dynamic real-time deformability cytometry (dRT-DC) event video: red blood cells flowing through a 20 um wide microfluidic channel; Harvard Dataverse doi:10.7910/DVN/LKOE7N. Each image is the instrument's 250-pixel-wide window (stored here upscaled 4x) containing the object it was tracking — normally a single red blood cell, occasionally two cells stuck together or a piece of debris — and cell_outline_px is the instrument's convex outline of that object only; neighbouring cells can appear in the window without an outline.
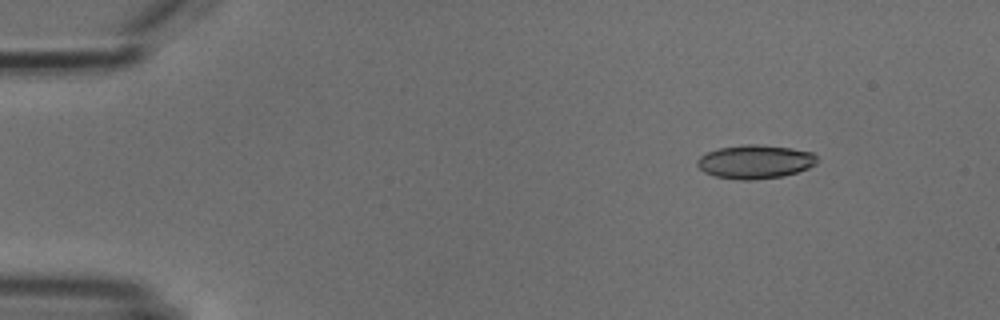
{"species": "common noctule bat (a hibernating species)", "species_latin": "Nyctalus noctula", "temperature_condition": "cold", "stored_images_in_passage": 5, "camera_frame_rate_fps": 3000, "um_per_image_px": 0.085, "animal": {"sex": "male", "body_mass_g": 18.8}, "frame": {"image": 1, "passage_image": 1, "time_ms": 0.0, "image_size_px": [1000, 320], "cell_outline_px": [[816, 164], [808, 168], [784, 176], [756, 180], [740, 180], [716, 176], [704, 172], [696, 164], [696, 160], [700, 156], [708, 152], [720, 148], [744, 144], [756, 144], [792, 148], [812, 152], [816, 156]], "centroid_in_image_um": [64.18, 13.75], "position_along_channel_um": 20.8, "area_um2": 23.52}}
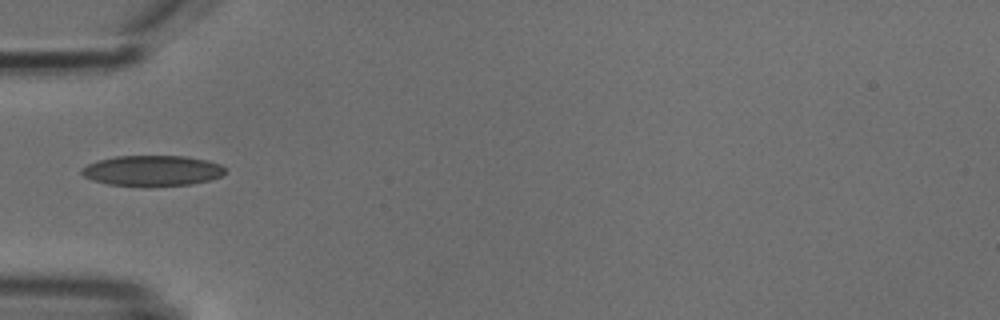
{"frame": {"image": 2, "passage_image": 4, "time_ms": 3.667, "image_size_px": [1000, 320], "cell_outline_px": [[224, 172], [220, 176], [208, 180], [192, 184], [108, 184], [92, 180], [84, 176], [80, 172], [80, 168], [88, 164], [100, 160], [116, 156], [188, 156], [208, 160], [220, 164], [224, 168]], "centroid_in_image_um": [12.93, 14.47], "position_along_channel_um": 72.1, "area_um2": 24.8}}
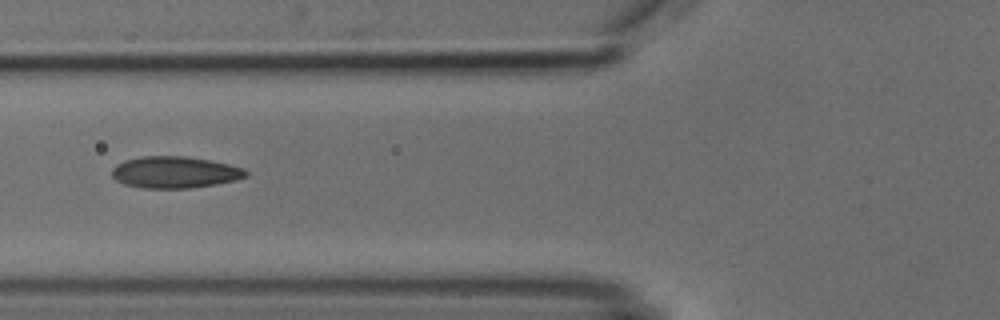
{"frame": {"image": 3, "passage_image": 5, "time_ms": 4.667, "image_size_px": [1000, 320], "cell_outline_px": [[248, 176], [236, 180], [216, 184], [192, 188], [144, 188], [124, 184], [116, 180], [112, 176], [112, 168], [116, 164], [124, 160], [140, 156], [184, 156], [208, 160], [228, 164], [244, 168], [248, 172]], "centroid_in_image_um": [14.85, 14.64], "position_along_channel_um": 111.0, "area_um2": 24.8}}